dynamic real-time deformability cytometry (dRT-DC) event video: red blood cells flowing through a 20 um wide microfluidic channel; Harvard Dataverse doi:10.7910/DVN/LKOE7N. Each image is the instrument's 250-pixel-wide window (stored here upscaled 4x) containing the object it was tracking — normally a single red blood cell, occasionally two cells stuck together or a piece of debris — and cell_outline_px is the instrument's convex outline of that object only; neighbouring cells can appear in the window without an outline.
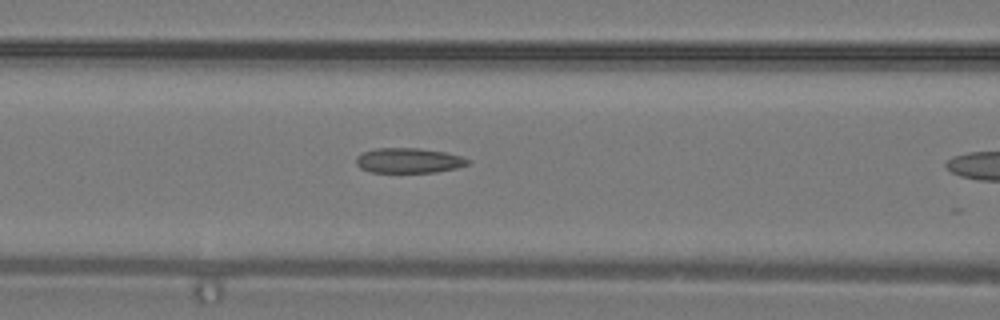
{"species": "common noctule bat (a hibernating species)", "species_latin": "Nyctalus noctula", "temperature_condition": "warm", "stored_images_in_passage": 12, "camera_frame_rate_fps": 3000, "um_per_image_px": 0.085, "animal": {"sex": "male", "body_mass_g": 19.2, "forearm_length_mm": 51.8}, "frame": {"image": 1, "passage_image": 7, "time_ms": 2.0, "image_size_px": [1000, 320], "cell_outline_px": [[472, 160], [468, 164], [456, 168], [436, 172], [372, 172], [360, 168], [356, 164], [356, 156], [360, 152], [376, 148], [420, 148], [444, 152], [460, 156]], "centroid_in_image_um": [34.71, 13.64], "position_along_channel_um": 131.9, "area_um2": 16.36}}
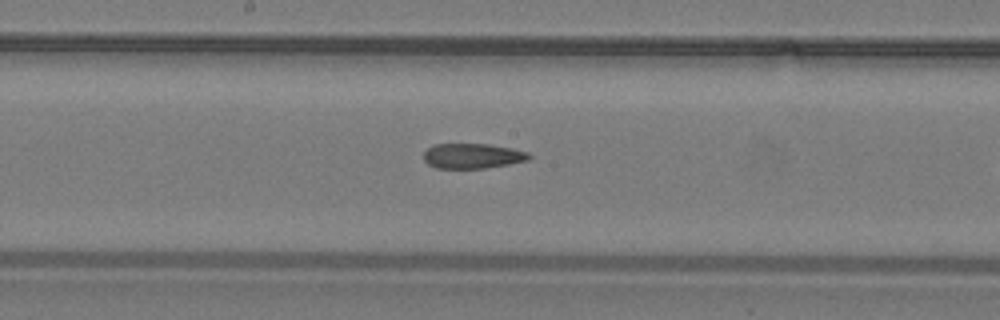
{"frame": {"image": 2, "passage_image": 11, "time_ms": 3.333, "image_size_px": [1000, 320], "cell_outline_px": [[532, 156], [528, 160], [508, 164], [484, 168], [436, 168], [428, 164], [424, 160], [424, 152], [432, 144], [488, 144], [512, 148], [528, 152]], "centroid_in_image_um": [40.16, 13.25], "position_along_channel_um": 208.0, "area_um2": 15.37}}